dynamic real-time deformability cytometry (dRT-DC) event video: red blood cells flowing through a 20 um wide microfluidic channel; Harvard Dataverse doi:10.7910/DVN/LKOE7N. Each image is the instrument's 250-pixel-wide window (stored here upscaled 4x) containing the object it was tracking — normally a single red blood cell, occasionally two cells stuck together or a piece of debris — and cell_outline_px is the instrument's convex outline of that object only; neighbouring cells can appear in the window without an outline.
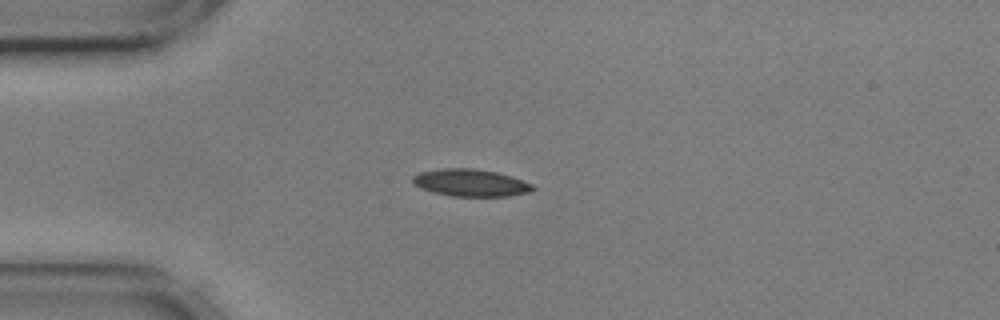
{"species": "common noctule bat (a hibernating species)", "species_latin": "Nyctalus noctula", "temperature_condition": "cold", "stored_images_in_passage": 42, "camera_frame_rate_fps": 3000, "um_per_image_px": 0.085, "animal": {"sex": "male", "body_mass_g": 17.9, "forearm_length_mm": 54.2}, "frame": {"image": 1, "passage_image": 1, "time_ms": 0.0, "image_size_px": [1000, 320], "cell_outline_px": [[536, 188], [532, 192], [508, 196], [452, 196], [432, 192], [420, 188], [412, 184], [412, 176], [420, 172], [444, 168], [472, 168], [496, 172], [512, 176], [532, 184]], "centroid_in_image_um": [40.0, 15.54], "position_along_channel_um": 45.0, "area_um2": 19.19}}
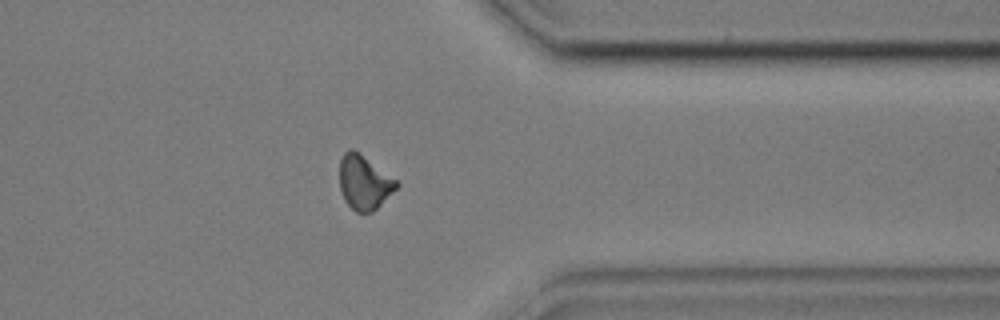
{"frame": {"image": 2, "passage_image": 31, "time_ms": 10.0, "image_size_px": [1000, 320], "cell_outline_px": [[400, 184], [372, 212], [356, 212], [344, 200], [340, 188], [340, 160], [344, 152], [352, 148], [396, 180]], "centroid_in_image_um": [30.92, 15.51], "position_along_channel_um": 380.5, "area_um2": 17.46}}
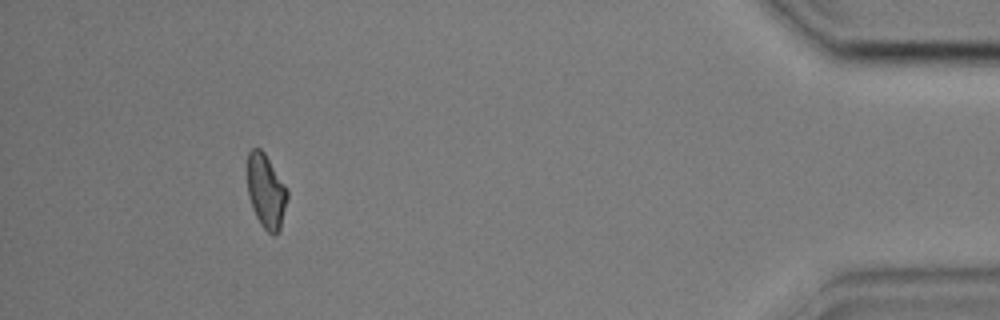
{"frame": {"image": 3, "passage_image": 38, "time_ms": 12.333, "image_size_px": [1000, 320], "cell_outline_px": [[288, 200], [280, 228], [272, 236], [260, 224], [252, 208], [248, 196], [248, 152], [252, 148], [260, 148], [264, 152], [288, 188]], "centroid_in_image_um": [22.63, 16.25], "position_along_channel_um": 412.6, "area_um2": 17.34}, "authors_computed_cell_mechanics": {"area_um2": 18.1203, "velocity_mm_per_s": 3.6078, "shape_relaxation_time_tau1_ms": 5.6166, "shape_relaxation_time_tau2_ms": 7.4146, "deformation_change_tau1": 0.1471, "deformation_change_tau2": 0.1419}}